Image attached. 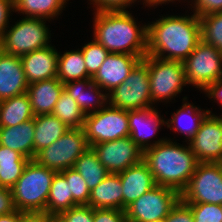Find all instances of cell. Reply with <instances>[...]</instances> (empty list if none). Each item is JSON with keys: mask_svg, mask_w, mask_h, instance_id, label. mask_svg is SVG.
I'll list each match as a JSON object with an SVG mask.
<instances>
[{"mask_svg": "<svg viewBox=\"0 0 222 222\" xmlns=\"http://www.w3.org/2000/svg\"><path fill=\"white\" fill-rule=\"evenodd\" d=\"M0 222H20V211L16 210L7 215H0Z\"/></svg>", "mask_w": 222, "mask_h": 222, "instance_id": "7dc6e473", "label": "cell"}, {"mask_svg": "<svg viewBox=\"0 0 222 222\" xmlns=\"http://www.w3.org/2000/svg\"><path fill=\"white\" fill-rule=\"evenodd\" d=\"M72 207L73 196L70 192L69 183H67L65 176L61 172H56L49 191L46 211L55 218L61 212Z\"/></svg>", "mask_w": 222, "mask_h": 222, "instance_id": "f1b7e54d", "label": "cell"}, {"mask_svg": "<svg viewBox=\"0 0 222 222\" xmlns=\"http://www.w3.org/2000/svg\"><path fill=\"white\" fill-rule=\"evenodd\" d=\"M81 51L83 53L87 73L91 78H93L110 52L94 38L92 41L84 44Z\"/></svg>", "mask_w": 222, "mask_h": 222, "instance_id": "d6a6232c", "label": "cell"}, {"mask_svg": "<svg viewBox=\"0 0 222 222\" xmlns=\"http://www.w3.org/2000/svg\"><path fill=\"white\" fill-rule=\"evenodd\" d=\"M54 222H93V208L88 205H78L61 212Z\"/></svg>", "mask_w": 222, "mask_h": 222, "instance_id": "d590c367", "label": "cell"}, {"mask_svg": "<svg viewBox=\"0 0 222 222\" xmlns=\"http://www.w3.org/2000/svg\"><path fill=\"white\" fill-rule=\"evenodd\" d=\"M68 0H14V11L25 17L49 20L59 16Z\"/></svg>", "mask_w": 222, "mask_h": 222, "instance_id": "4316f807", "label": "cell"}, {"mask_svg": "<svg viewBox=\"0 0 222 222\" xmlns=\"http://www.w3.org/2000/svg\"><path fill=\"white\" fill-rule=\"evenodd\" d=\"M192 4V12L199 17L222 11V0H194Z\"/></svg>", "mask_w": 222, "mask_h": 222, "instance_id": "60d3db41", "label": "cell"}, {"mask_svg": "<svg viewBox=\"0 0 222 222\" xmlns=\"http://www.w3.org/2000/svg\"><path fill=\"white\" fill-rule=\"evenodd\" d=\"M163 222H194L192 209L180 198Z\"/></svg>", "mask_w": 222, "mask_h": 222, "instance_id": "74e56055", "label": "cell"}, {"mask_svg": "<svg viewBox=\"0 0 222 222\" xmlns=\"http://www.w3.org/2000/svg\"><path fill=\"white\" fill-rule=\"evenodd\" d=\"M202 40L222 52V11L200 16Z\"/></svg>", "mask_w": 222, "mask_h": 222, "instance_id": "1f68e13d", "label": "cell"}, {"mask_svg": "<svg viewBox=\"0 0 222 222\" xmlns=\"http://www.w3.org/2000/svg\"><path fill=\"white\" fill-rule=\"evenodd\" d=\"M52 114L60 119L69 129L83 128L84 126L85 114L81 111L77 102L64 90L60 94Z\"/></svg>", "mask_w": 222, "mask_h": 222, "instance_id": "4dcf8cb0", "label": "cell"}, {"mask_svg": "<svg viewBox=\"0 0 222 222\" xmlns=\"http://www.w3.org/2000/svg\"><path fill=\"white\" fill-rule=\"evenodd\" d=\"M28 163L0 164V187L12 188Z\"/></svg>", "mask_w": 222, "mask_h": 222, "instance_id": "8d00e7d4", "label": "cell"}, {"mask_svg": "<svg viewBox=\"0 0 222 222\" xmlns=\"http://www.w3.org/2000/svg\"><path fill=\"white\" fill-rule=\"evenodd\" d=\"M93 222H127L125 211L93 208Z\"/></svg>", "mask_w": 222, "mask_h": 222, "instance_id": "ab89813d", "label": "cell"}, {"mask_svg": "<svg viewBox=\"0 0 222 222\" xmlns=\"http://www.w3.org/2000/svg\"><path fill=\"white\" fill-rule=\"evenodd\" d=\"M156 109L149 107L140 110H128L129 136L142 152L166 139L163 137L153 141L154 143L150 141L154 135L156 136L158 129L166 125V121L163 117L161 118Z\"/></svg>", "mask_w": 222, "mask_h": 222, "instance_id": "9a60e30c", "label": "cell"}, {"mask_svg": "<svg viewBox=\"0 0 222 222\" xmlns=\"http://www.w3.org/2000/svg\"><path fill=\"white\" fill-rule=\"evenodd\" d=\"M90 148L83 128H70L52 145L41 150L35 161L56 172L72 168L76 160Z\"/></svg>", "mask_w": 222, "mask_h": 222, "instance_id": "ba28073f", "label": "cell"}, {"mask_svg": "<svg viewBox=\"0 0 222 222\" xmlns=\"http://www.w3.org/2000/svg\"><path fill=\"white\" fill-rule=\"evenodd\" d=\"M186 101L187 97H184V103L182 104L181 108L177 109V112L172 114L171 119L166 120L167 128L183 134L185 139L187 138L185 142L189 141L195 135L205 116L208 113H212V111L209 109L201 110V108L196 107L194 104Z\"/></svg>", "mask_w": 222, "mask_h": 222, "instance_id": "cb8c5ba5", "label": "cell"}, {"mask_svg": "<svg viewBox=\"0 0 222 222\" xmlns=\"http://www.w3.org/2000/svg\"><path fill=\"white\" fill-rule=\"evenodd\" d=\"M143 160L152 172L156 184L176 190L181 194L187 187L197 164L189 144L165 139L143 152Z\"/></svg>", "mask_w": 222, "mask_h": 222, "instance_id": "3957f363", "label": "cell"}, {"mask_svg": "<svg viewBox=\"0 0 222 222\" xmlns=\"http://www.w3.org/2000/svg\"><path fill=\"white\" fill-rule=\"evenodd\" d=\"M140 60L136 55L109 53L92 81L108 94L124 82Z\"/></svg>", "mask_w": 222, "mask_h": 222, "instance_id": "2e32d148", "label": "cell"}, {"mask_svg": "<svg viewBox=\"0 0 222 222\" xmlns=\"http://www.w3.org/2000/svg\"><path fill=\"white\" fill-rule=\"evenodd\" d=\"M61 173L65 176L67 183H69L70 192L73 196V207L88 205L90 190L81 174L74 168L61 171Z\"/></svg>", "mask_w": 222, "mask_h": 222, "instance_id": "836d02e7", "label": "cell"}, {"mask_svg": "<svg viewBox=\"0 0 222 222\" xmlns=\"http://www.w3.org/2000/svg\"><path fill=\"white\" fill-rule=\"evenodd\" d=\"M148 70L152 104L169 100L186 87L184 66L181 61L163 60L148 55Z\"/></svg>", "mask_w": 222, "mask_h": 222, "instance_id": "9c48e42d", "label": "cell"}, {"mask_svg": "<svg viewBox=\"0 0 222 222\" xmlns=\"http://www.w3.org/2000/svg\"><path fill=\"white\" fill-rule=\"evenodd\" d=\"M88 206L95 209L123 210V192L120 176L109 173L90 191Z\"/></svg>", "mask_w": 222, "mask_h": 222, "instance_id": "7402d4cb", "label": "cell"}, {"mask_svg": "<svg viewBox=\"0 0 222 222\" xmlns=\"http://www.w3.org/2000/svg\"><path fill=\"white\" fill-rule=\"evenodd\" d=\"M56 171L34 159L25 166L22 176L11 188L16 210L46 211L52 180Z\"/></svg>", "mask_w": 222, "mask_h": 222, "instance_id": "277c9868", "label": "cell"}, {"mask_svg": "<svg viewBox=\"0 0 222 222\" xmlns=\"http://www.w3.org/2000/svg\"><path fill=\"white\" fill-rule=\"evenodd\" d=\"M34 118L27 93L0 101V127H12Z\"/></svg>", "mask_w": 222, "mask_h": 222, "instance_id": "484cf974", "label": "cell"}, {"mask_svg": "<svg viewBox=\"0 0 222 222\" xmlns=\"http://www.w3.org/2000/svg\"><path fill=\"white\" fill-rule=\"evenodd\" d=\"M16 211L13 193L10 188L0 187V215H7Z\"/></svg>", "mask_w": 222, "mask_h": 222, "instance_id": "b9f144b4", "label": "cell"}, {"mask_svg": "<svg viewBox=\"0 0 222 222\" xmlns=\"http://www.w3.org/2000/svg\"><path fill=\"white\" fill-rule=\"evenodd\" d=\"M63 90V83L58 78L29 84L26 93L29 96L34 116L52 114Z\"/></svg>", "mask_w": 222, "mask_h": 222, "instance_id": "44dd1931", "label": "cell"}, {"mask_svg": "<svg viewBox=\"0 0 222 222\" xmlns=\"http://www.w3.org/2000/svg\"><path fill=\"white\" fill-rule=\"evenodd\" d=\"M99 161L109 173H120L143 159L142 150L130 136L92 146Z\"/></svg>", "mask_w": 222, "mask_h": 222, "instance_id": "5bb4252c", "label": "cell"}, {"mask_svg": "<svg viewBox=\"0 0 222 222\" xmlns=\"http://www.w3.org/2000/svg\"><path fill=\"white\" fill-rule=\"evenodd\" d=\"M14 12V0H0V39L9 26L10 13Z\"/></svg>", "mask_w": 222, "mask_h": 222, "instance_id": "7bdbcfd3", "label": "cell"}, {"mask_svg": "<svg viewBox=\"0 0 222 222\" xmlns=\"http://www.w3.org/2000/svg\"><path fill=\"white\" fill-rule=\"evenodd\" d=\"M94 39L110 53L147 55L148 26L137 25L127 11L94 12Z\"/></svg>", "mask_w": 222, "mask_h": 222, "instance_id": "7a4b0ae2", "label": "cell"}, {"mask_svg": "<svg viewBox=\"0 0 222 222\" xmlns=\"http://www.w3.org/2000/svg\"><path fill=\"white\" fill-rule=\"evenodd\" d=\"M182 63L187 84L200 91L222 78V52L203 40Z\"/></svg>", "mask_w": 222, "mask_h": 222, "instance_id": "30bf717a", "label": "cell"}, {"mask_svg": "<svg viewBox=\"0 0 222 222\" xmlns=\"http://www.w3.org/2000/svg\"><path fill=\"white\" fill-rule=\"evenodd\" d=\"M57 78L63 84L91 78L87 73L81 49L66 51L64 54L59 52Z\"/></svg>", "mask_w": 222, "mask_h": 222, "instance_id": "83f0119b", "label": "cell"}, {"mask_svg": "<svg viewBox=\"0 0 222 222\" xmlns=\"http://www.w3.org/2000/svg\"><path fill=\"white\" fill-rule=\"evenodd\" d=\"M63 89L85 115L97 112L108 104V94L103 93L104 90L92 78L67 82L63 84Z\"/></svg>", "mask_w": 222, "mask_h": 222, "instance_id": "ffe728a7", "label": "cell"}, {"mask_svg": "<svg viewBox=\"0 0 222 222\" xmlns=\"http://www.w3.org/2000/svg\"><path fill=\"white\" fill-rule=\"evenodd\" d=\"M34 119L12 127H0V145L34 159Z\"/></svg>", "mask_w": 222, "mask_h": 222, "instance_id": "603a6c76", "label": "cell"}, {"mask_svg": "<svg viewBox=\"0 0 222 222\" xmlns=\"http://www.w3.org/2000/svg\"><path fill=\"white\" fill-rule=\"evenodd\" d=\"M147 26V55L159 59L183 62L202 40L200 17L195 13L162 16Z\"/></svg>", "mask_w": 222, "mask_h": 222, "instance_id": "6da1fadb", "label": "cell"}, {"mask_svg": "<svg viewBox=\"0 0 222 222\" xmlns=\"http://www.w3.org/2000/svg\"><path fill=\"white\" fill-rule=\"evenodd\" d=\"M34 159L47 146L52 145L68 130L60 119L53 114L34 116Z\"/></svg>", "mask_w": 222, "mask_h": 222, "instance_id": "d4e9b609", "label": "cell"}, {"mask_svg": "<svg viewBox=\"0 0 222 222\" xmlns=\"http://www.w3.org/2000/svg\"><path fill=\"white\" fill-rule=\"evenodd\" d=\"M187 144L199 163H221L222 116L208 113Z\"/></svg>", "mask_w": 222, "mask_h": 222, "instance_id": "4fadbf2b", "label": "cell"}, {"mask_svg": "<svg viewBox=\"0 0 222 222\" xmlns=\"http://www.w3.org/2000/svg\"><path fill=\"white\" fill-rule=\"evenodd\" d=\"M95 5L96 12L102 11H127V7L131 6L137 0H89ZM143 2V0H142Z\"/></svg>", "mask_w": 222, "mask_h": 222, "instance_id": "f35d334b", "label": "cell"}, {"mask_svg": "<svg viewBox=\"0 0 222 222\" xmlns=\"http://www.w3.org/2000/svg\"><path fill=\"white\" fill-rule=\"evenodd\" d=\"M72 168L81 174L90 191L109 174L92 147L76 160Z\"/></svg>", "mask_w": 222, "mask_h": 222, "instance_id": "f546056e", "label": "cell"}, {"mask_svg": "<svg viewBox=\"0 0 222 222\" xmlns=\"http://www.w3.org/2000/svg\"><path fill=\"white\" fill-rule=\"evenodd\" d=\"M30 159L24 157L19 152L0 145V164L7 163H28Z\"/></svg>", "mask_w": 222, "mask_h": 222, "instance_id": "ee69618b", "label": "cell"}, {"mask_svg": "<svg viewBox=\"0 0 222 222\" xmlns=\"http://www.w3.org/2000/svg\"><path fill=\"white\" fill-rule=\"evenodd\" d=\"M108 104L127 111L154 107L150 92L148 55L135 65L122 84L108 93Z\"/></svg>", "mask_w": 222, "mask_h": 222, "instance_id": "8992f818", "label": "cell"}, {"mask_svg": "<svg viewBox=\"0 0 222 222\" xmlns=\"http://www.w3.org/2000/svg\"><path fill=\"white\" fill-rule=\"evenodd\" d=\"M20 222H54L47 211H20Z\"/></svg>", "mask_w": 222, "mask_h": 222, "instance_id": "f6af8a7d", "label": "cell"}, {"mask_svg": "<svg viewBox=\"0 0 222 222\" xmlns=\"http://www.w3.org/2000/svg\"><path fill=\"white\" fill-rule=\"evenodd\" d=\"M28 86L21 58L0 50V101L26 93Z\"/></svg>", "mask_w": 222, "mask_h": 222, "instance_id": "d6986e66", "label": "cell"}, {"mask_svg": "<svg viewBox=\"0 0 222 222\" xmlns=\"http://www.w3.org/2000/svg\"><path fill=\"white\" fill-rule=\"evenodd\" d=\"M193 213L194 222H222V205L207 203H186Z\"/></svg>", "mask_w": 222, "mask_h": 222, "instance_id": "e575fe53", "label": "cell"}, {"mask_svg": "<svg viewBox=\"0 0 222 222\" xmlns=\"http://www.w3.org/2000/svg\"><path fill=\"white\" fill-rule=\"evenodd\" d=\"M90 147L129 136L128 111L107 104L97 112L85 115L83 126Z\"/></svg>", "mask_w": 222, "mask_h": 222, "instance_id": "52a82bcc", "label": "cell"}, {"mask_svg": "<svg viewBox=\"0 0 222 222\" xmlns=\"http://www.w3.org/2000/svg\"><path fill=\"white\" fill-rule=\"evenodd\" d=\"M203 91L208 98H213L222 105V78L209 84Z\"/></svg>", "mask_w": 222, "mask_h": 222, "instance_id": "bcb514c9", "label": "cell"}, {"mask_svg": "<svg viewBox=\"0 0 222 222\" xmlns=\"http://www.w3.org/2000/svg\"><path fill=\"white\" fill-rule=\"evenodd\" d=\"M117 174L122 183L123 211L128 205L157 185L152 172L143 159L138 164Z\"/></svg>", "mask_w": 222, "mask_h": 222, "instance_id": "ac0fdd59", "label": "cell"}, {"mask_svg": "<svg viewBox=\"0 0 222 222\" xmlns=\"http://www.w3.org/2000/svg\"><path fill=\"white\" fill-rule=\"evenodd\" d=\"M180 197L185 203L222 205V163H198Z\"/></svg>", "mask_w": 222, "mask_h": 222, "instance_id": "7c38bea8", "label": "cell"}, {"mask_svg": "<svg viewBox=\"0 0 222 222\" xmlns=\"http://www.w3.org/2000/svg\"><path fill=\"white\" fill-rule=\"evenodd\" d=\"M180 198L176 190L156 185L126 207L127 222L163 221Z\"/></svg>", "mask_w": 222, "mask_h": 222, "instance_id": "8fae6325", "label": "cell"}, {"mask_svg": "<svg viewBox=\"0 0 222 222\" xmlns=\"http://www.w3.org/2000/svg\"><path fill=\"white\" fill-rule=\"evenodd\" d=\"M59 53L49 45L21 56L24 73L29 84L57 78Z\"/></svg>", "mask_w": 222, "mask_h": 222, "instance_id": "e0dca14e", "label": "cell"}, {"mask_svg": "<svg viewBox=\"0 0 222 222\" xmlns=\"http://www.w3.org/2000/svg\"><path fill=\"white\" fill-rule=\"evenodd\" d=\"M45 21V22H44ZM46 19L22 17L15 25L8 26L0 39V50L21 57L51 44V31ZM9 28V30H8Z\"/></svg>", "mask_w": 222, "mask_h": 222, "instance_id": "5b68a950", "label": "cell"}, {"mask_svg": "<svg viewBox=\"0 0 222 222\" xmlns=\"http://www.w3.org/2000/svg\"><path fill=\"white\" fill-rule=\"evenodd\" d=\"M144 2H143V5H144V3H145V6L147 7H155V6H158V5H162V4H166V3H169V2H174V1H176V0H143ZM178 1H180V0H178Z\"/></svg>", "mask_w": 222, "mask_h": 222, "instance_id": "c3c4849f", "label": "cell"}]
</instances>
